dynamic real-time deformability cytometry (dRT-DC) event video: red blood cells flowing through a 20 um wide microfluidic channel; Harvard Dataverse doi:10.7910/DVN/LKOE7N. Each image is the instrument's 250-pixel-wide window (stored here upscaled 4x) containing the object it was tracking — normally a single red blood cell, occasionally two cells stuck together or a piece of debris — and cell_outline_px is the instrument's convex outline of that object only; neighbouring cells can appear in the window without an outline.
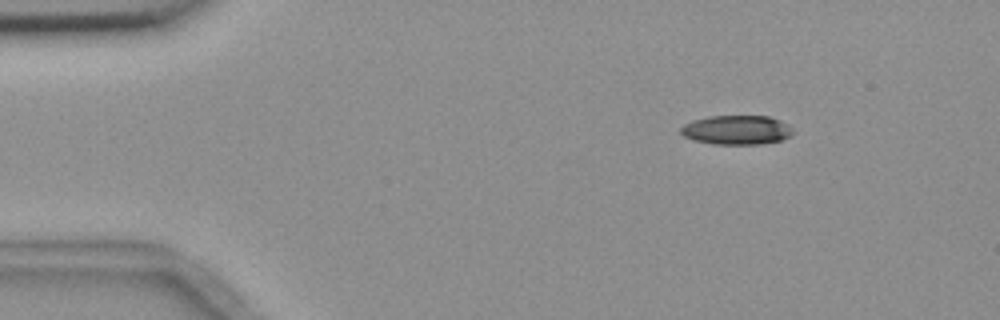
{"species": "common noctule bat (a hibernating species)", "species_latin": "Nyctalus noctula", "temperature_condition": "room temperature", "stored_images_in_passage": 3, "camera_frame_rate_fps": 3000, "um_per_image_px": 0.085, "animal": {"sex": "female", "body_mass_g": 18.4}, "frame": {"image": 1, "passage_image": 1, "time_ms": 0.0, "image_size_px": [1000, 320], "cell_outline_px": [[796, 132], [792, 136], [784, 140], [760, 144], [716, 144], [696, 140], [684, 136], [680, 132], [680, 128], [684, 124], [692, 120], [708, 116], [768, 116], [780, 120], [788, 124]], "centroid_in_image_um": [62.68, 11.04], "position_along_channel_um": 22.3, "area_um2": 19.31}}